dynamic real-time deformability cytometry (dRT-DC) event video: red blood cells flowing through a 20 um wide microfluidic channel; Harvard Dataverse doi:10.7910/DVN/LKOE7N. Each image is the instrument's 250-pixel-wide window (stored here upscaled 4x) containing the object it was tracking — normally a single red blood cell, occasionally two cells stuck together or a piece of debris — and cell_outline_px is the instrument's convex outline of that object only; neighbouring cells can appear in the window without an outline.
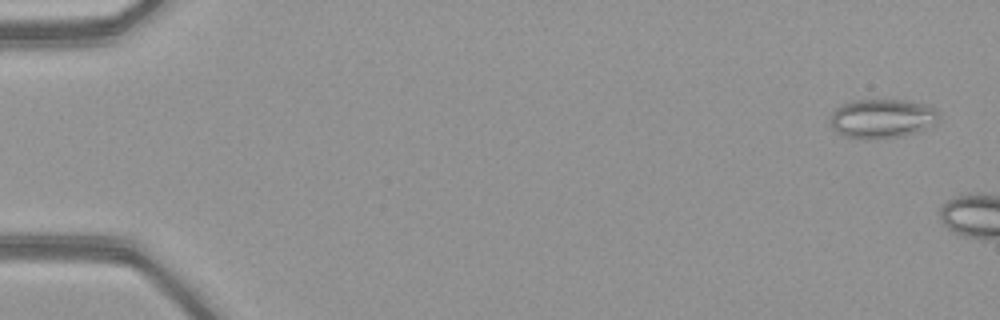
{"species": "common noctule bat (a hibernating species)", "species_latin": "Nyctalus noctula", "temperature_condition": "warm", "stored_images_in_passage": 6, "camera_frame_rate_fps": 3000, "um_per_image_px": 0.085, "animal": {"sex": "female", "body_mass_g": 21.9}, "frame": {"image": 1, "passage_image": 2, "time_ms": 0.333, "image_size_px": [1000, 320], "cell_outline_px": [[940, 120], [920, 132], [904, 136], [876, 140], [868, 140], [844, 136], [836, 132], [832, 128], [828, 120], [828, 116], [840, 104], [852, 100], [908, 100], [928, 104], [940, 112]], "centroid_in_image_um": [74.98, 10.09], "position_along_channel_um": 10.0, "area_um2": 25.78}}